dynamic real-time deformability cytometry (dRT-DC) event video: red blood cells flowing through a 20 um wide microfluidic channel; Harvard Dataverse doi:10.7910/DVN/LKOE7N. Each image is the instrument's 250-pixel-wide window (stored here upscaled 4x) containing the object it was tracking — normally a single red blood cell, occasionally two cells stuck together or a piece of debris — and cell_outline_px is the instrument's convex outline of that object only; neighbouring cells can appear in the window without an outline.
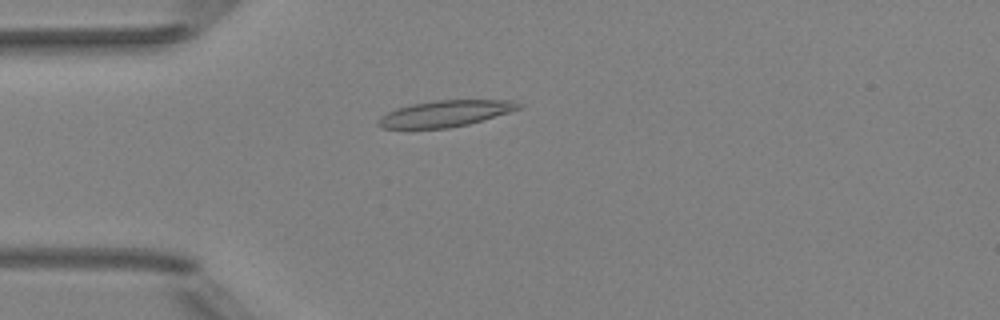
{"species": "Egyptian fruit bat (a non-hibernating species)", "species_latin": "Rousettus aegyptiacus", "temperature_condition": "room temperature", "stored_images_in_passage": 6, "camera_frame_rate_fps": 3000, "um_per_image_px": 0.085, "animal": {"sex": "female"}, "frame": {"image": 1, "passage_image": 4, "time_ms": 3.667, "image_size_px": [1000, 320], "cell_outline_px": [[524, 108], [468, 124], [448, 128], [380, 128], [376, 124], [376, 120], [380, 116], [396, 108], [412, 104], [436, 100], [512, 100], [524, 104]], "centroid_in_image_um": [37.87, 9.65], "position_along_channel_um": 47.1, "area_um2": 21.62}}
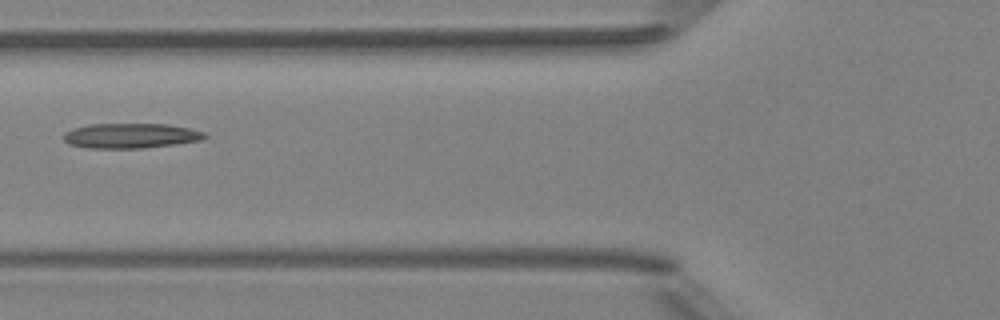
{"frame": {"image": 2, "passage_image": 6, "time_ms": 5.667, "image_size_px": [1000, 320], "cell_outline_px": [[208, 136], [200, 140], [176, 144], [144, 148], [88, 148], [68, 144], [64, 140], [64, 132], [72, 128], [88, 124], [168, 124], [188, 128], [204, 132]], "centroid_in_image_um": [11.08, 11.54], "position_along_channel_um": 114.7, "area_um2": 20.58}}